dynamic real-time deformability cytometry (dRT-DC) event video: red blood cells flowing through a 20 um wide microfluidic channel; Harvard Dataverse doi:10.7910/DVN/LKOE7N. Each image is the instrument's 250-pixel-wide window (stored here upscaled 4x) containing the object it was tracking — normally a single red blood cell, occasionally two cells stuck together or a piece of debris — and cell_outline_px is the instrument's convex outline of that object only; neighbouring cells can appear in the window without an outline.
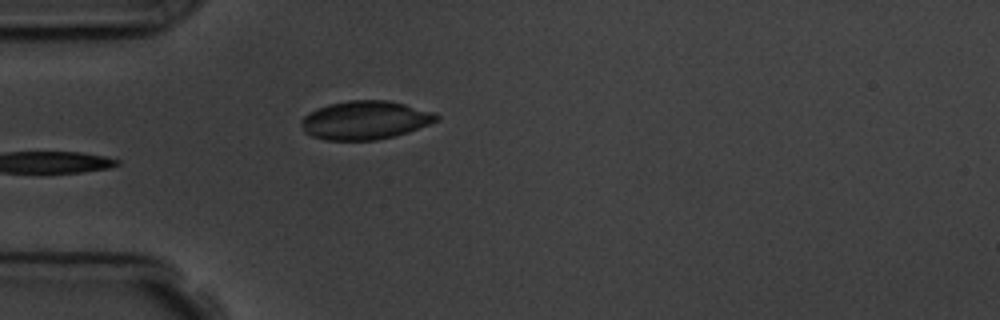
{"species": "common noctule bat (a hibernating species)", "species_latin": "Nyctalus noctula", "temperature_condition": "room temperature", "stored_images_in_passage": 5, "camera_frame_rate_fps": 3000, "um_per_image_px": 0.085, "animal": {"sex": "male", "body_mass_g": 19.5, "forearm_length_mm": 54.6}, "frame": {"image": 1, "passage_image": 5, "time_ms": 5.333, "image_size_px": [1000, 320], "cell_outline_px": [[440, 120], [408, 132], [376, 140], [324, 140], [312, 136], [304, 132], [300, 124], [300, 120], [308, 112], [316, 108], [328, 104], [348, 100], [388, 100], [436, 112], [440, 116]], "centroid_in_image_um": [31.02, 10.2], "position_along_channel_um": 54.0, "area_um2": 30.63}}